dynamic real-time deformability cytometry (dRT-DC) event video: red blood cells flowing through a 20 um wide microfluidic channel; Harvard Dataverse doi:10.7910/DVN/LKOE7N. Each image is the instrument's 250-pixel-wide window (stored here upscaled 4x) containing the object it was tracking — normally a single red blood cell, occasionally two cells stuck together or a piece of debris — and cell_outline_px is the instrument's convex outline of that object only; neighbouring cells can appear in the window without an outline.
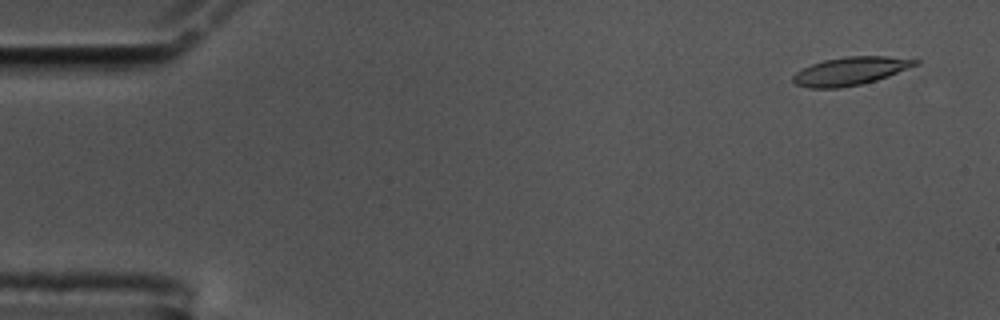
{"species": "common noctule bat (a hibernating species)", "species_latin": "Nyctalus noctula", "temperature_condition": "cold", "stored_images_in_passage": 58, "camera_frame_rate_fps": 3000, "um_per_image_px": 0.085, "animal": {"sex": "male", "body_mass_g": 17.5, "forearm_length_mm": 52.3}, "frame": {"image": 1, "passage_image": 3, "time_ms": 0.667, "image_size_px": [1000, 320], "cell_outline_px": [[920, 64], [888, 76], [876, 80], [860, 84], [840, 88], [808, 88], [796, 84], [792, 80], [792, 76], [796, 72], [812, 64], [824, 60], [844, 56], [888, 56], [920, 60]], "centroid_in_image_um": [72.3, 6.03], "position_along_channel_um": 12.7, "area_um2": 20.06}}
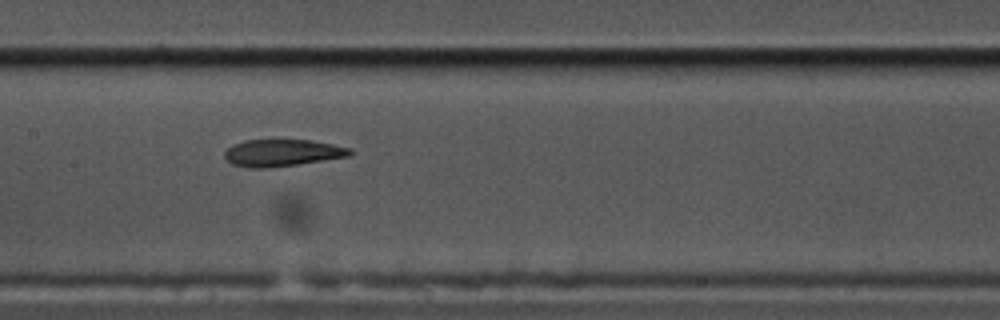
{"frame": {"image": 2, "passage_image": 28, "time_ms": 9.0, "image_size_px": [1000, 320], "cell_outline_px": [[352, 156], [296, 164], [264, 168], [248, 168], [232, 164], [224, 156], [224, 152], [232, 144], [244, 140], [312, 140], [352, 148]], "centroid_in_image_um": [24.0, 12.98], "position_along_channel_um": 183.4, "area_um2": 19.71}}
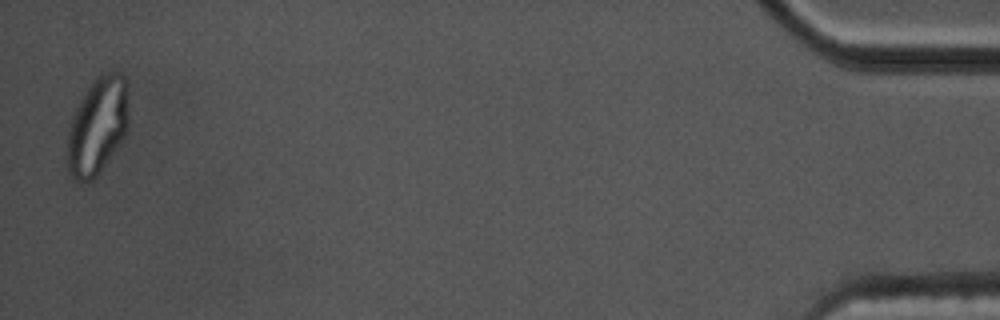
{"frame": {"image": 3, "passage_image": 57, "time_ms": 18.667, "image_size_px": [1000, 320], "cell_outline_px": [[128, 124], [124, 136], [116, 148], [96, 176], [92, 180], [76, 180], [68, 172], [68, 132], [72, 116], [80, 100], [88, 88], [104, 72], [120, 72], [128, 80]], "centroid_in_image_um": [8.32, 10.66], "position_along_channel_um": 426.9, "area_um2": 34.28}, "authors_computed_cell_mechanics": {"area_um2": 20.6635, "velocity_mm_per_s": 3.4554, "shape_relaxation_time_tau1_ms": null, "shape_relaxation_time_tau2_ms": 1.4898, "deformation_change_tau1": null, "deformation_change_tau2": 0.0833}}